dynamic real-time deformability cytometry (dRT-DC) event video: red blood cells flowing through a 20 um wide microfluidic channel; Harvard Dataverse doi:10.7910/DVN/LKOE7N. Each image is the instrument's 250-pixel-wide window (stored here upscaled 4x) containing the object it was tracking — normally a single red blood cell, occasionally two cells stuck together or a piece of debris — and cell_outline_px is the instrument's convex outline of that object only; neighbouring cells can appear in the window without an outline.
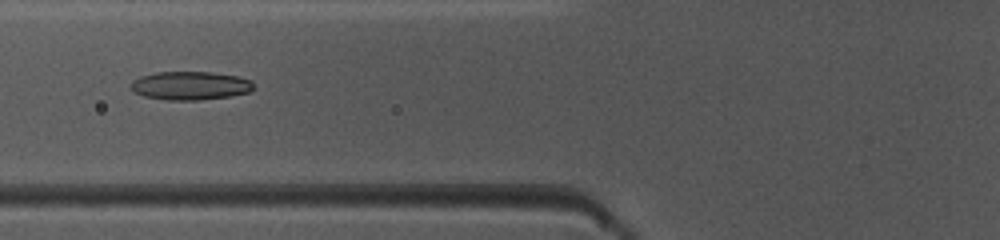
{"species": "common noctule bat (a hibernating species)", "species_latin": "Nyctalus noctula", "temperature_condition": "warm", "stored_images_in_passage": 50, "camera_frame_rate_fps": 3000, "um_per_image_px": 0.085, "animal": {"sex": "female", "body_mass_g": 10.0, "forearm_length_mm": 53.1}, "frame": {"image": 1, "passage_image": 20, "time_ms": 6.333, "image_size_px": [1000, 240], "cell_outline_px": [[256, 88], [248, 92], [232, 96], [196, 100], [168, 100], [144, 96], [136, 92], [128, 84], [132, 80], [140, 76], [156, 72], [212, 72], [240, 76], [252, 80]], "centroid_in_image_um": [16.21, 7.27], "position_along_channel_um": 109.6, "area_um2": 20.58}}
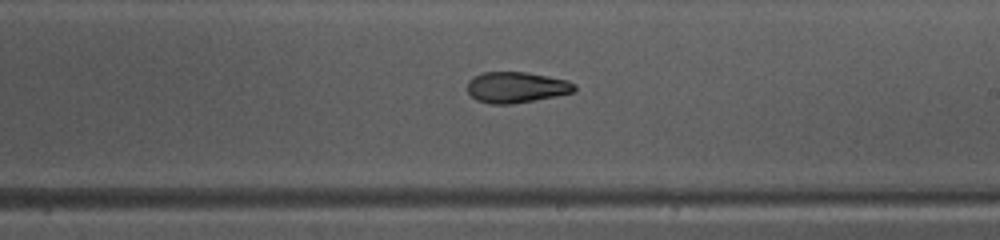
{"frame": {"image": 2, "passage_image": 30, "time_ms": 9.667, "image_size_px": [1000, 240], "cell_outline_px": [[576, 92], [556, 96], [512, 104], [492, 104], [476, 100], [468, 92], [468, 80], [472, 76], [484, 72], [524, 72], [568, 80], [576, 84]], "centroid_in_image_um": [43.9, 7.42], "position_along_channel_um": 245.1, "area_um2": 19.36}}
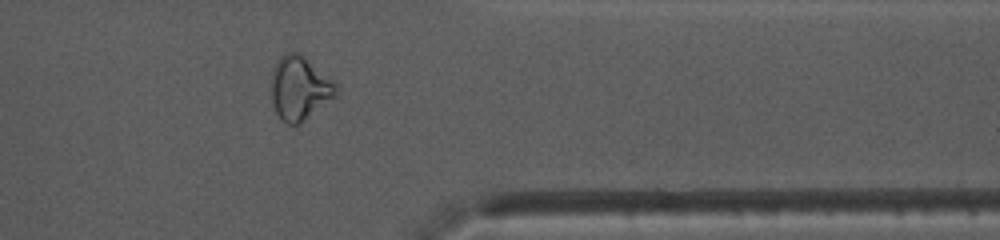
{"frame": {"image": 3, "passage_image": 41, "time_ms": 13.333, "image_size_px": [1000, 240], "cell_outline_px": [[340, 92], [336, 96], [300, 124], [288, 124], [280, 120], [272, 104], [272, 68], [280, 56], [284, 52], [300, 52], [336, 84]], "centroid_in_image_um": [25.45, 7.49], "position_along_channel_um": 385.9, "area_um2": 24.22}, "authors_computed_cell_mechanics": {"area_um2": 20.7213, "velocity_mm_per_s": 4.0478, "shape_relaxation_time_tau1_ms": null, "shape_relaxation_time_tau2_ms": 2.8294, "deformation_change_tau1": null, "deformation_change_tau2": 0.1018}}